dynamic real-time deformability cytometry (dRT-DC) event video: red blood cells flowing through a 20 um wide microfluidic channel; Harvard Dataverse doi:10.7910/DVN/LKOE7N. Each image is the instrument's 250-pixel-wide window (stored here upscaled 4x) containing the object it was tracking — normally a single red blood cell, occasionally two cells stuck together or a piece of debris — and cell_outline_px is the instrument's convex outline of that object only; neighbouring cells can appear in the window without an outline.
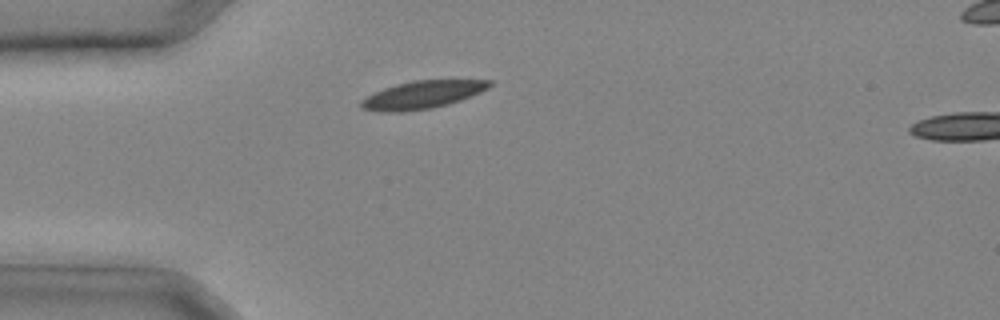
{"species": "common noctule bat (a hibernating species)", "species_latin": "Nyctalus noctula", "temperature_condition": "cold", "stored_images_in_passage": 24, "camera_frame_rate_fps": 3000, "um_per_image_px": 0.085, "animal": {"sex": "male", "body_mass_g": 20.4}, "frame": {"image": 1, "passage_image": 4, "time_ms": 1.0, "image_size_px": [1000, 320], "cell_outline_px": [[492, 84], [488, 88], [480, 92], [460, 100], [448, 104], [432, 108], [400, 112], [380, 112], [364, 108], [360, 104], [360, 100], [384, 88], [396, 84], [412, 80], [492, 80]], "centroid_in_image_um": [35.9, 8.05], "position_along_channel_um": 49.1, "area_um2": 20.58}}
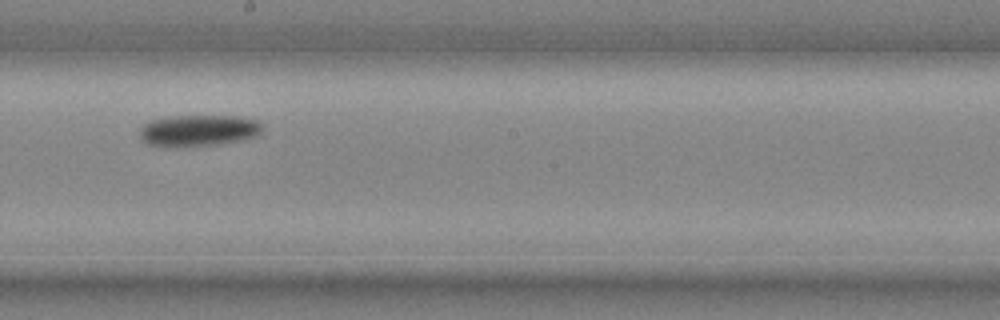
{"frame": {"image": 2, "passage_image": 14, "time_ms": 4.333, "image_size_px": [1000, 320], "cell_outline_px": [[260, 132], [256, 136], [244, 140], [212, 144], [148, 144], [140, 136], [140, 128], [144, 124], [152, 120], [172, 116], [236, 116], [256, 120], [260, 124]], "centroid_in_image_um": [16.91, 11.05], "position_along_channel_um": 231.3, "area_um2": 21.39}}
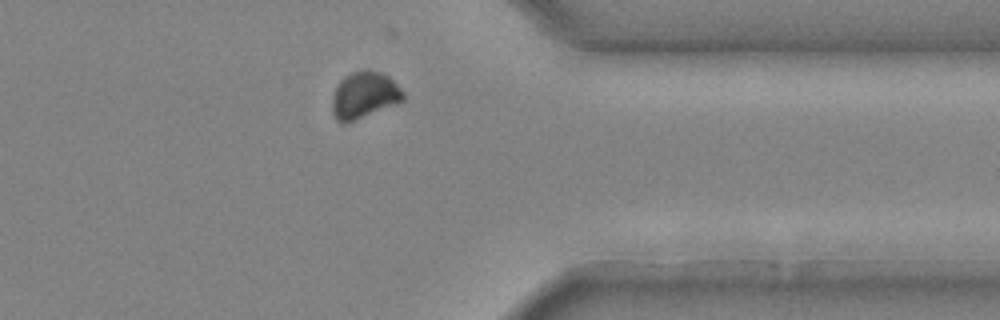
{"frame": {"image": 3, "passage_image": 22, "time_ms": 7.0, "image_size_px": [1000, 320], "cell_outline_px": [[404, 100], [400, 104], [344, 124], [336, 120], [332, 112], [332, 96], [336, 84], [344, 76], [352, 72], [364, 68], [368, 68], [380, 72], [388, 76], [404, 92]], "centroid_in_image_um": [30.96, 8.08], "position_along_channel_um": 380.4, "area_um2": 19.88}}